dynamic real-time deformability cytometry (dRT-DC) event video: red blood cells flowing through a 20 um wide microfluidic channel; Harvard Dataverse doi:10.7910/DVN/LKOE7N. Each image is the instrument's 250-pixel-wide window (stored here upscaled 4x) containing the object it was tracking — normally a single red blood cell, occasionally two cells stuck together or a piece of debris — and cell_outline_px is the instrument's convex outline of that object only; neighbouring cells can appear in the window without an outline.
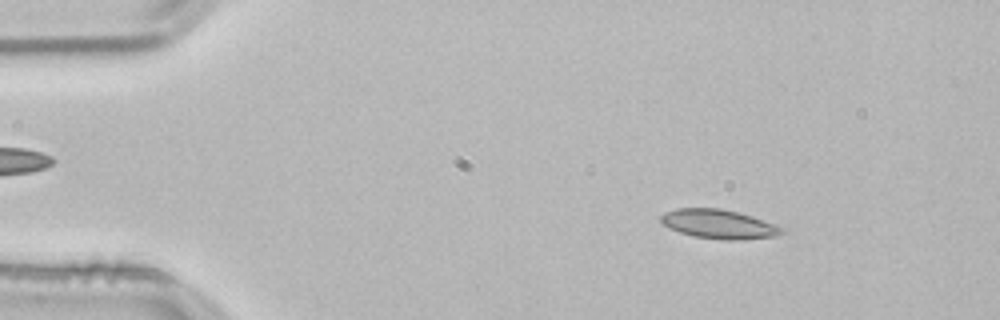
{"species": "common noctule bat (a hibernating species)", "species_latin": "Nyctalus noctula", "temperature_condition": "room temperature", "stored_images_in_passage": 52, "camera_frame_rate_fps": 3000, "um_per_image_px": 0.085, "animal": {"sex": "male", "body_mass_g": 21.5, "forearm_length_mm": 52.0}, "frame": {"image": 1, "passage_image": 7, "time_ms": 2.0, "image_size_px": [1000, 320], "cell_outline_px": [[788, 232], [776, 236], [744, 240], [724, 240], [692, 236], [668, 228], [660, 220], [660, 216], [664, 212], [676, 208], [720, 208], [752, 216], [784, 228]], "centroid_in_image_um": [61.11, 19.06], "position_along_channel_um": 23.9, "area_um2": 20.69}}
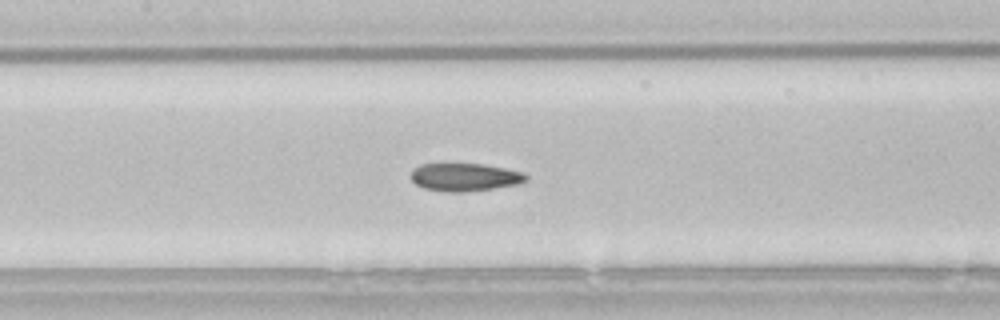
{"frame": {"image": 2, "passage_image": 24, "time_ms": 7.667, "image_size_px": [1000, 320], "cell_outline_px": [[528, 180], [516, 184], [468, 192], [448, 192], [424, 188], [416, 184], [412, 180], [412, 168], [420, 164], [480, 164], [504, 168], [524, 172], [528, 176]], "centroid_in_image_um": [39.5, 15.06], "position_along_channel_um": 167.9, "area_um2": 18.61}}
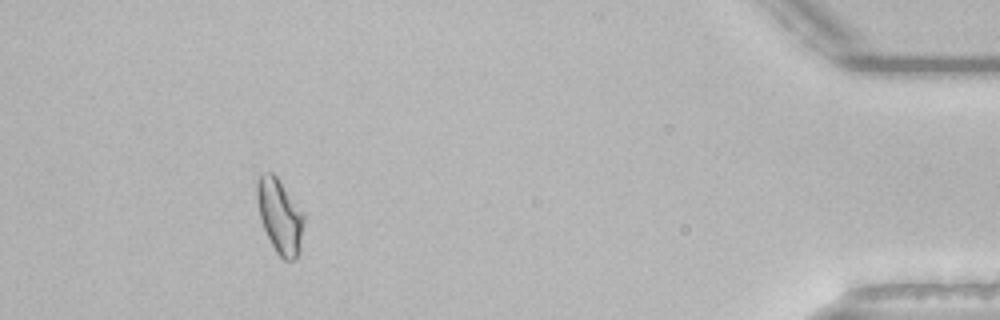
{"frame": {"image": 3, "passage_image": 48, "time_ms": 15.667, "image_size_px": [1000, 320], "cell_outline_px": [[304, 224], [300, 252], [292, 260], [284, 260], [276, 252], [264, 228], [260, 216], [256, 200], [256, 180], [264, 172], [272, 172], [276, 176], [304, 212]], "centroid_in_image_um": [23.79, 18.35], "position_along_channel_um": 411.4, "area_um2": 20.35}, "authors_computed_cell_mechanics": {"area_um2": 19.3341, "velocity_mm_per_s": 3.8331, "shape_relaxation_time_tau1_ms": 9.7341, "shape_relaxation_time_tau2_ms": 1.9789, "deformation_change_tau1": 0.1978, "deformation_change_tau2": 0.0842}}